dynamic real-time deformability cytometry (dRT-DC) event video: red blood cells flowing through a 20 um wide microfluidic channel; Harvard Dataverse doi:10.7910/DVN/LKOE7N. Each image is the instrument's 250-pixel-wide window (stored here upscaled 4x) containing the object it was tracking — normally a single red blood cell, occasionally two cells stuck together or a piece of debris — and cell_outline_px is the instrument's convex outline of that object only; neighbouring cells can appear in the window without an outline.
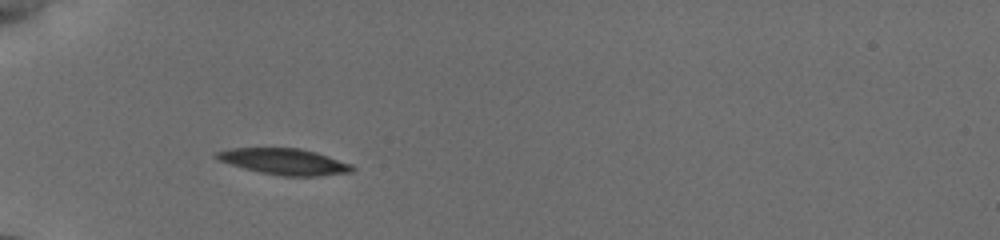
{"species": "common noctule bat (a hibernating species)", "species_latin": "Nyctalus noctula", "temperature_condition": "cold", "stored_images_in_passage": 14, "camera_frame_rate_fps": 3000, "um_per_image_px": 0.085, "animal": {"sex": "female", "body_mass_g": 19.5, "forearm_length_mm": 54.1}, "frame": {"image": 1, "passage_image": 4, "time_ms": 2.667, "image_size_px": [1000, 240], "cell_outline_px": [[356, 168], [352, 172], [320, 176], [280, 176], [260, 172], [244, 168], [220, 160], [212, 156], [216, 152], [232, 148], [300, 148], [316, 152], [352, 164]], "centroid_in_image_um": [24.2, 13.74], "position_along_channel_um": 60.8, "area_um2": 20.63}}
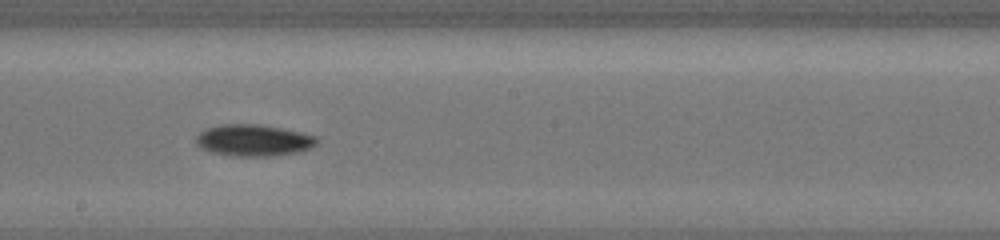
{"frame": {"image": 2, "passage_image": 10, "time_ms": 7.333, "image_size_px": [1000, 240], "cell_outline_px": [[320, 140], [316, 144], [300, 152], [272, 156], [232, 156], [212, 152], [200, 148], [196, 144], [196, 136], [204, 128], [220, 124], [260, 124], [300, 132], [316, 136]], "centroid_in_image_um": [21.53, 11.92], "position_along_channel_um": 226.7, "area_um2": 22.43}}
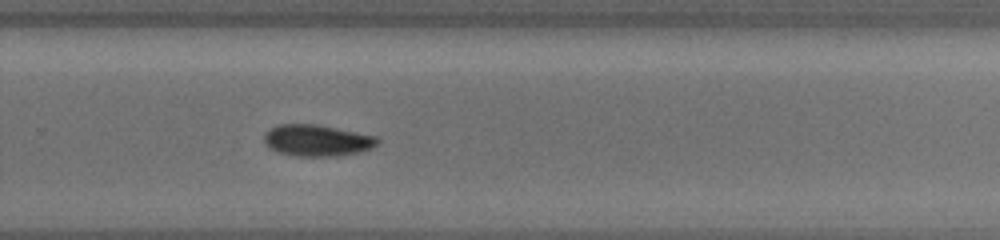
{"frame": {"image": 3, "passage_image": 13, "time_ms": 9.333, "image_size_px": [1000, 240], "cell_outline_px": [[380, 140], [372, 148], [360, 152], [336, 156], [296, 156], [276, 152], [268, 148], [264, 140], [264, 132], [276, 124], [316, 124], [376, 136]], "centroid_in_image_um": [26.9, 11.94], "position_along_channel_um": 302.9, "area_um2": 20.92}}